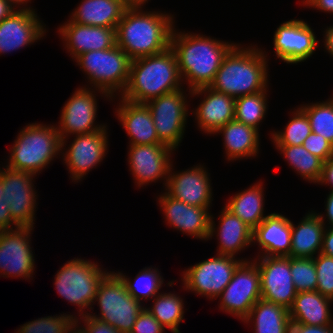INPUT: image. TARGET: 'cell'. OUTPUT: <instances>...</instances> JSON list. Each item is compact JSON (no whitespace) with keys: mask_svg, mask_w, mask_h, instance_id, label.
<instances>
[{"mask_svg":"<svg viewBox=\"0 0 333 333\" xmlns=\"http://www.w3.org/2000/svg\"><path fill=\"white\" fill-rule=\"evenodd\" d=\"M177 25L171 33L170 48L176 55L183 85L191 91L209 87L224 57L239 40H224L199 29L194 32L178 28Z\"/></svg>","mask_w":333,"mask_h":333,"instance_id":"cell-1","label":"cell"},{"mask_svg":"<svg viewBox=\"0 0 333 333\" xmlns=\"http://www.w3.org/2000/svg\"><path fill=\"white\" fill-rule=\"evenodd\" d=\"M176 14L163 8L126 9L116 27V45L131 60L164 52L178 22Z\"/></svg>","mask_w":333,"mask_h":333,"instance_id":"cell-2","label":"cell"},{"mask_svg":"<svg viewBox=\"0 0 333 333\" xmlns=\"http://www.w3.org/2000/svg\"><path fill=\"white\" fill-rule=\"evenodd\" d=\"M256 43V44H255ZM259 42H238L224 57L210 84L233 98L271 91L270 66Z\"/></svg>","mask_w":333,"mask_h":333,"instance_id":"cell-3","label":"cell"},{"mask_svg":"<svg viewBox=\"0 0 333 333\" xmlns=\"http://www.w3.org/2000/svg\"><path fill=\"white\" fill-rule=\"evenodd\" d=\"M10 146L2 163L14 170L39 177L55 160L61 161V139L54 121L26 123Z\"/></svg>","mask_w":333,"mask_h":333,"instance_id":"cell-4","label":"cell"},{"mask_svg":"<svg viewBox=\"0 0 333 333\" xmlns=\"http://www.w3.org/2000/svg\"><path fill=\"white\" fill-rule=\"evenodd\" d=\"M183 87L176 55L169 47L160 54L132 60L126 88L119 97L146 104Z\"/></svg>","mask_w":333,"mask_h":333,"instance_id":"cell-5","label":"cell"},{"mask_svg":"<svg viewBox=\"0 0 333 333\" xmlns=\"http://www.w3.org/2000/svg\"><path fill=\"white\" fill-rule=\"evenodd\" d=\"M99 260L75 256L62 263L53 276L54 289L74 307L71 314L75 318L90 312L100 282L112 270L111 267L104 268Z\"/></svg>","mask_w":333,"mask_h":333,"instance_id":"cell-6","label":"cell"},{"mask_svg":"<svg viewBox=\"0 0 333 333\" xmlns=\"http://www.w3.org/2000/svg\"><path fill=\"white\" fill-rule=\"evenodd\" d=\"M131 61L117 45L82 53L73 60L85 77L80 85L102 90L111 98L120 96L125 90Z\"/></svg>","mask_w":333,"mask_h":333,"instance_id":"cell-7","label":"cell"},{"mask_svg":"<svg viewBox=\"0 0 333 333\" xmlns=\"http://www.w3.org/2000/svg\"><path fill=\"white\" fill-rule=\"evenodd\" d=\"M144 308L142 303L127 292L124 282L111 270L100 282L88 315L106 322L120 333H130L137 316Z\"/></svg>","mask_w":333,"mask_h":333,"instance_id":"cell-8","label":"cell"},{"mask_svg":"<svg viewBox=\"0 0 333 333\" xmlns=\"http://www.w3.org/2000/svg\"><path fill=\"white\" fill-rule=\"evenodd\" d=\"M295 17L286 19L274 29L272 50L267 49L265 44L264 46L260 44L269 61L274 57L275 62H283L282 64L286 63L288 66L302 65L312 57L315 58L313 55H317L320 51V30L316 29L317 27L314 29L308 20Z\"/></svg>","mask_w":333,"mask_h":333,"instance_id":"cell-9","label":"cell"},{"mask_svg":"<svg viewBox=\"0 0 333 333\" xmlns=\"http://www.w3.org/2000/svg\"><path fill=\"white\" fill-rule=\"evenodd\" d=\"M109 125L102 130L61 140V164L66 167L71 183L82 184L86 176L105 161L111 144Z\"/></svg>","mask_w":333,"mask_h":333,"instance_id":"cell-10","label":"cell"},{"mask_svg":"<svg viewBox=\"0 0 333 333\" xmlns=\"http://www.w3.org/2000/svg\"><path fill=\"white\" fill-rule=\"evenodd\" d=\"M150 109L159 140L179 152L190 125L191 90L185 86L146 103Z\"/></svg>","mask_w":333,"mask_h":333,"instance_id":"cell-11","label":"cell"},{"mask_svg":"<svg viewBox=\"0 0 333 333\" xmlns=\"http://www.w3.org/2000/svg\"><path fill=\"white\" fill-rule=\"evenodd\" d=\"M213 256L199 260L179 271L178 284L186 293L213 302L232 279L233 273L242 262L232 256L213 253ZM181 278V279H180Z\"/></svg>","mask_w":333,"mask_h":333,"instance_id":"cell-12","label":"cell"},{"mask_svg":"<svg viewBox=\"0 0 333 333\" xmlns=\"http://www.w3.org/2000/svg\"><path fill=\"white\" fill-rule=\"evenodd\" d=\"M61 107L57 127L60 139L102 130L108 123L99 121V99L110 104L111 97L102 90L79 85ZM98 121V122H97Z\"/></svg>","mask_w":333,"mask_h":333,"instance_id":"cell-13","label":"cell"},{"mask_svg":"<svg viewBox=\"0 0 333 333\" xmlns=\"http://www.w3.org/2000/svg\"><path fill=\"white\" fill-rule=\"evenodd\" d=\"M127 170L132 177L134 188L144 189L154 184H162L164 190L170 167L177 153L165 144L127 145Z\"/></svg>","mask_w":333,"mask_h":333,"instance_id":"cell-14","label":"cell"},{"mask_svg":"<svg viewBox=\"0 0 333 333\" xmlns=\"http://www.w3.org/2000/svg\"><path fill=\"white\" fill-rule=\"evenodd\" d=\"M261 299V277L256 262L242 261L233 273L232 279L216 298L220 312L242 322L251 308Z\"/></svg>","mask_w":333,"mask_h":333,"instance_id":"cell-15","label":"cell"},{"mask_svg":"<svg viewBox=\"0 0 333 333\" xmlns=\"http://www.w3.org/2000/svg\"><path fill=\"white\" fill-rule=\"evenodd\" d=\"M37 178L35 174L8 168L0 161V179L5 190L6 204L12 220L19 227H36V212L41 200L35 185Z\"/></svg>","mask_w":333,"mask_h":333,"instance_id":"cell-16","label":"cell"},{"mask_svg":"<svg viewBox=\"0 0 333 333\" xmlns=\"http://www.w3.org/2000/svg\"><path fill=\"white\" fill-rule=\"evenodd\" d=\"M34 229L19 227L0 231V278H16L28 282L35 278L37 257L32 243Z\"/></svg>","mask_w":333,"mask_h":333,"instance_id":"cell-17","label":"cell"},{"mask_svg":"<svg viewBox=\"0 0 333 333\" xmlns=\"http://www.w3.org/2000/svg\"><path fill=\"white\" fill-rule=\"evenodd\" d=\"M173 161L164 191L171 197L197 207H213L214 191L210 168L206 163L196 162L187 169L177 170Z\"/></svg>","mask_w":333,"mask_h":333,"instance_id":"cell-18","label":"cell"},{"mask_svg":"<svg viewBox=\"0 0 333 333\" xmlns=\"http://www.w3.org/2000/svg\"><path fill=\"white\" fill-rule=\"evenodd\" d=\"M159 192V193H157ZM155 194L156 205L161 221L167 228L177 231L178 234L206 243L209 236L212 208L197 207L184 203L169 196L164 190H157Z\"/></svg>","mask_w":333,"mask_h":333,"instance_id":"cell-19","label":"cell"},{"mask_svg":"<svg viewBox=\"0 0 333 333\" xmlns=\"http://www.w3.org/2000/svg\"><path fill=\"white\" fill-rule=\"evenodd\" d=\"M191 107L190 116L193 120L191 122H194L196 131H199L202 136L205 135V138L207 136L212 138L220 127L234 120L235 98L210 87L191 91Z\"/></svg>","mask_w":333,"mask_h":333,"instance_id":"cell-20","label":"cell"},{"mask_svg":"<svg viewBox=\"0 0 333 333\" xmlns=\"http://www.w3.org/2000/svg\"><path fill=\"white\" fill-rule=\"evenodd\" d=\"M41 17L35 11L15 10L2 20L0 22V57L30 48L49 36L50 28Z\"/></svg>","mask_w":333,"mask_h":333,"instance_id":"cell-21","label":"cell"},{"mask_svg":"<svg viewBox=\"0 0 333 333\" xmlns=\"http://www.w3.org/2000/svg\"><path fill=\"white\" fill-rule=\"evenodd\" d=\"M252 234L253 230L224 205L218 213H211L207 241L216 240V254L232 256L242 261L251 260L253 254L245 256L242 253L252 248Z\"/></svg>","mask_w":333,"mask_h":333,"instance_id":"cell-22","label":"cell"},{"mask_svg":"<svg viewBox=\"0 0 333 333\" xmlns=\"http://www.w3.org/2000/svg\"><path fill=\"white\" fill-rule=\"evenodd\" d=\"M260 271L261 298L289 309L297 295L290 270L289 256L252 258Z\"/></svg>","mask_w":333,"mask_h":333,"instance_id":"cell-23","label":"cell"},{"mask_svg":"<svg viewBox=\"0 0 333 333\" xmlns=\"http://www.w3.org/2000/svg\"><path fill=\"white\" fill-rule=\"evenodd\" d=\"M54 30L60 40L59 46L73 61L77 56L94 50H105L116 45V29L81 25L68 18Z\"/></svg>","mask_w":333,"mask_h":333,"instance_id":"cell-24","label":"cell"},{"mask_svg":"<svg viewBox=\"0 0 333 333\" xmlns=\"http://www.w3.org/2000/svg\"><path fill=\"white\" fill-rule=\"evenodd\" d=\"M110 103L114 106L113 117L127 134V145L163 144L145 103L131 102L119 96L113 97Z\"/></svg>","mask_w":333,"mask_h":333,"instance_id":"cell-25","label":"cell"},{"mask_svg":"<svg viewBox=\"0 0 333 333\" xmlns=\"http://www.w3.org/2000/svg\"><path fill=\"white\" fill-rule=\"evenodd\" d=\"M222 137L224 163H236L245 160H257L261 155V131L236 120L220 127L212 137ZM217 136V137H216Z\"/></svg>","mask_w":333,"mask_h":333,"instance_id":"cell-26","label":"cell"},{"mask_svg":"<svg viewBox=\"0 0 333 333\" xmlns=\"http://www.w3.org/2000/svg\"><path fill=\"white\" fill-rule=\"evenodd\" d=\"M255 246L257 248H255ZM252 247L255 248L253 257L260 256H289L291 249V218L276 210L253 230Z\"/></svg>","mask_w":333,"mask_h":333,"instance_id":"cell-27","label":"cell"},{"mask_svg":"<svg viewBox=\"0 0 333 333\" xmlns=\"http://www.w3.org/2000/svg\"><path fill=\"white\" fill-rule=\"evenodd\" d=\"M266 178L228 196L224 206L254 230L270 213L266 207ZM267 210V211H266ZM268 212V213H266Z\"/></svg>","mask_w":333,"mask_h":333,"instance_id":"cell-28","label":"cell"},{"mask_svg":"<svg viewBox=\"0 0 333 333\" xmlns=\"http://www.w3.org/2000/svg\"><path fill=\"white\" fill-rule=\"evenodd\" d=\"M295 222L291 219L290 257H316L322 248L325 225L311 208L306 210L298 222Z\"/></svg>","mask_w":333,"mask_h":333,"instance_id":"cell-29","label":"cell"},{"mask_svg":"<svg viewBox=\"0 0 333 333\" xmlns=\"http://www.w3.org/2000/svg\"><path fill=\"white\" fill-rule=\"evenodd\" d=\"M176 284L178 285L177 279H173L172 282L167 285V290H163L149 302L150 304L148 303L145 306L158 322L171 333H181L180 325L184 323L186 312L189 310V308H186V291L182 285H179V288L181 291H184L185 294L181 291L177 292L176 289L173 288Z\"/></svg>","mask_w":333,"mask_h":333,"instance_id":"cell-30","label":"cell"},{"mask_svg":"<svg viewBox=\"0 0 333 333\" xmlns=\"http://www.w3.org/2000/svg\"><path fill=\"white\" fill-rule=\"evenodd\" d=\"M71 10V22L116 29L126 8L122 0H80Z\"/></svg>","mask_w":333,"mask_h":333,"instance_id":"cell-31","label":"cell"},{"mask_svg":"<svg viewBox=\"0 0 333 333\" xmlns=\"http://www.w3.org/2000/svg\"><path fill=\"white\" fill-rule=\"evenodd\" d=\"M332 304V300L316 290L297 292L288 309L291 322L318 326L332 325Z\"/></svg>","mask_w":333,"mask_h":333,"instance_id":"cell-32","label":"cell"},{"mask_svg":"<svg viewBox=\"0 0 333 333\" xmlns=\"http://www.w3.org/2000/svg\"><path fill=\"white\" fill-rule=\"evenodd\" d=\"M159 265H148L140 269L132 278L127 271L112 269L124 282L127 292L136 300L146 306L155 296L160 294L172 282L165 280Z\"/></svg>","mask_w":333,"mask_h":333,"instance_id":"cell-33","label":"cell"},{"mask_svg":"<svg viewBox=\"0 0 333 333\" xmlns=\"http://www.w3.org/2000/svg\"><path fill=\"white\" fill-rule=\"evenodd\" d=\"M241 323L252 333H289L291 319L288 309L261 298Z\"/></svg>","mask_w":333,"mask_h":333,"instance_id":"cell-34","label":"cell"},{"mask_svg":"<svg viewBox=\"0 0 333 333\" xmlns=\"http://www.w3.org/2000/svg\"><path fill=\"white\" fill-rule=\"evenodd\" d=\"M280 154L282 161L293 174L298 176L304 183L316 185L321 177L324 161L311 154L303 145H272Z\"/></svg>","mask_w":333,"mask_h":333,"instance_id":"cell-35","label":"cell"},{"mask_svg":"<svg viewBox=\"0 0 333 333\" xmlns=\"http://www.w3.org/2000/svg\"><path fill=\"white\" fill-rule=\"evenodd\" d=\"M289 110L285 125L280 129H274L272 126L267 132L272 145H303L312 132L308 116L298 105Z\"/></svg>","mask_w":333,"mask_h":333,"instance_id":"cell-36","label":"cell"},{"mask_svg":"<svg viewBox=\"0 0 333 333\" xmlns=\"http://www.w3.org/2000/svg\"><path fill=\"white\" fill-rule=\"evenodd\" d=\"M271 94L272 91H260L236 98L234 120L260 131V127L266 124L264 121L268 117Z\"/></svg>","mask_w":333,"mask_h":333,"instance_id":"cell-37","label":"cell"},{"mask_svg":"<svg viewBox=\"0 0 333 333\" xmlns=\"http://www.w3.org/2000/svg\"><path fill=\"white\" fill-rule=\"evenodd\" d=\"M318 100L303 101L298 106L308 116L312 132L320 134L333 145V95Z\"/></svg>","mask_w":333,"mask_h":333,"instance_id":"cell-38","label":"cell"},{"mask_svg":"<svg viewBox=\"0 0 333 333\" xmlns=\"http://www.w3.org/2000/svg\"><path fill=\"white\" fill-rule=\"evenodd\" d=\"M76 325V318L71 312H59L41 316L18 325L14 333H69Z\"/></svg>","mask_w":333,"mask_h":333,"instance_id":"cell-39","label":"cell"},{"mask_svg":"<svg viewBox=\"0 0 333 333\" xmlns=\"http://www.w3.org/2000/svg\"><path fill=\"white\" fill-rule=\"evenodd\" d=\"M290 270L297 292L316 290L317 272L313 258L290 257Z\"/></svg>","mask_w":333,"mask_h":333,"instance_id":"cell-40","label":"cell"},{"mask_svg":"<svg viewBox=\"0 0 333 333\" xmlns=\"http://www.w3.org/2000/svg\"><path fill=\"white\" fill-rule=\"evenodd\" d=\"M313 260L317 272L316 291L333 301V257L319 253Z\"/></svg>","mask_w":333,"mask_h":333,"instance_id":"cell-41","label":"cell"},{"mask_svg":"<svg viewBox=\"0 0 333 333\" xmlns=\"http://www.w3.org/2000/svg\"><path fill=\"white\" fill-rule=\"evenodd\" d=\"M303 146L311 154L319 157L323 161H326L333 155V145L320 134L311 132L304 140Z\"/></svg>","mask_w":333,"mask_h":333,"instance_id":"cell-42","label":"cell"},{"mask_svg":"<svg viewBox=\"0 0 333 333\" xmlns=\"http://www.w3.org/2000/svg\"><path fill=\"white\" fill-rule=\"evenodd\" d=\"M130 333H167L158 320L146 309L137 316Z\"/></svg>","mask_w":333,"mask_h":333,"instance_id":"cell-43","label":"cell"},{"mask_svg":"<svg viewBox=\"0 0 333 333\" xmlns=\"http://www.w3.org/2000/svg\"><path fill=\"white\" fill-rule=\"evenodd\" d=\"M76 325L83 333H120L113 326L87 315L76 318Z\"/></svg>","mask_w":333,"mask_h":333,"instance_id":"cell-44","label":"cell"},{"mask_svg":"<svg viewBox=\"0 0 333 333\" xmlns=\"http://www.w3.org/2000/svg\"><path fill=\"white\" fill-rule=\"evenodd\" d=\"M19 226L12 220L9 206L6 204L5 190L0 179V231L14 230Z\"/></svg>","mask_w":333,"mask_h":333,"instance_id":"cell-45","label":"cell"},{"mask_svg":"<svg viewBox=\"0 0 333 333\" xmlns=\"http://www.w3.org/2000/svg\"><path fill=\"white\" fill-rule=\"evenodd\" d=\"M297 5L303 8L302 10L309 9L313 12L315 10L319 14L324 13L327 16L329 15L328 19L333 15V0H299L297 1Z\"/></svg>","mask_w":333,"mask_h":333,"instance_id":"cell-46","label":"cell"},{"mask_svg":"<svg viewBox=\"0 0 333 333\" xmlns=\"http://www.w3.org/2000/svg\"><path fill=\"white\" fill-rule=\"evenodd\" d=\"M326 198L324 200V212L315 210V208H311L314 213L320 218L322 223L326 228H333V191H328Z\"/></svg>","mask_w":333,"mask_h":333,"instance_id":"cell-47","label":"cell"},{"mask_svg":"<svg viewBox=\"0 0 333 333\" xmlns=\"http://www.w3.org/2000/svg\"><path fill=\"white\" fill-rule=\"evenodd\" d=\"M322 28L320 29V36L322 38H320V51H324V55H328L329 58L331 57L333 59V24H323L321 26Z\"/></svg>","mask_w":333,"mask_h":333,"instance_id":"cell-48","label":"cell"},{"mask_svg":"<svg viewBox=\"0 0 333 333\" xmlns=\"http://www.w3.org/2000/svg\"><path fill=\"white\" fill-rule=\"evenodd\" d=\"M289 333H333V324L318 326L291 322Z\"/></svg>","mask_w":333,"mask_h":333,"instance_id":"cell-49","label":"cell"},{"mask_svg":"<svg viewBox=\"0 0 333 333\" xmlns=\"http://www.w3.org/2000/svg\"><path fill=\"white\" fill-rule=\"evenodd\" d=\"M315 186H324L328 191H333V155L324 161L320 180Z\"/></svg>","mask_w":333,"mask_h":333,"instance_id":"cell-50","label":"cell"},{"mask_svg":"<svg viewBox=\"0 0 333 333\" xmlns=\"http://www.w3.org/2000/svg\"><path fill=\"white\" fill-rule=\"evenodd\" d=\"M320 253L333 257V228H325Z\"/></svg>","mask_w":333,"mask_h":333,"instance_id":"cell-51","label":"cell"},{"mask_svg":"<svg viewBox=\"0 0 333 333\" xmlns=\"http://www.w3.org/2000/svg\"><path fill=\"white\" fill-rule=\"evenodd\" d=\"M9 4H11L16 10H27V11H35L38 10L33 6L34 0H6Z\"/></svg>","mask_w":333,"mask_h":333,"instance_id":"cell-52","label":"cell"},{"mask_svg":"<svg viewBox=\"0 0 333 333\" xmlns=\"http://www.w3.org/2000/svg\"><path fill=\"white\" fill-rule=\"evenodd\" d=\"M126 9H147L152 0H122ZM149 3V4H148Z\"/></svg>","mask_w":333,"mask_h":333,"instance_id":"cell-53","label":"cell"},{"mask_svg":"<svg viewBox=\"0 0 333 333\" xmlns=\"http://www.w3.org/2000/svg\"><path fill=\"white\" fill-rule=\"evenodd\" d=\"M15 10L6 0H0V22L10 16Z\"/></svg>","mask_w":333,"mask_h":333,"instance_id":"cell-54","label":"cell"},{"mask_svg":"<svg viewBox=\"0 0 333 333\" xmlns=\"http://www.w3.org/2000/svg\"><path fill=\"white\" fill-rule=\"evenodd\" d=\"M69 333H83V331L75 325V327Z\"/></svg>","mask_w":333,"mask_h":333,"instance_id":"cell-55","label":"cell"}]
</instances>
